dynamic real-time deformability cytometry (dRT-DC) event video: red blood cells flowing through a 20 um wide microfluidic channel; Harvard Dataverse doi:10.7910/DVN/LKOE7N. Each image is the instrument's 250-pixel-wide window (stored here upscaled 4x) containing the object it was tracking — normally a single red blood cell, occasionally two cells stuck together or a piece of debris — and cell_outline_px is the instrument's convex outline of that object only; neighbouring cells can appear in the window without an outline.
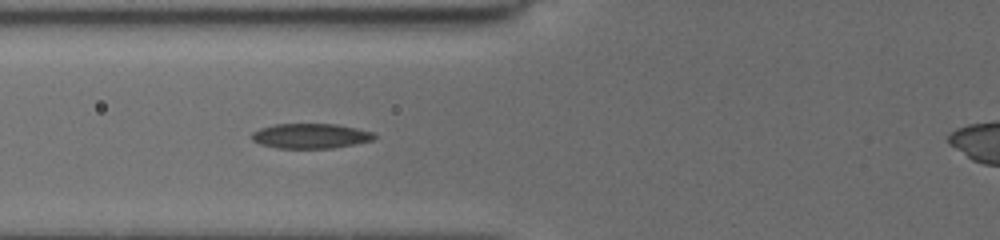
{"species": "common noctule bat (a hibernating species)", "species_latin": "Nyctalus noctula", "temperature_condition": "cold", "stored_images_in_passage": 10, "segment_of_instrument_passage": [1, 2], "camera_frame_rate_fps": 3000, "um_per_image_px": 0.085, "animal": {"sex": "female", "body_mass_g": 19.5, "forearm_length_mm": 54.1}, "frame": {"image": 1, "passage_image": 9, "time_ms": 7.667, "image_size_px": [1000, 240], "cell_outline_px": [[376, 136], [372, 140], [332, 148], [276, 148], [260, 144], [252, 140], [252, 132], [260, 128], [276, 124], [336, 124], [356, 128], [372, 132]], "centroid_in_image_um": [26.36, 11.55], "position_along_channel_um": 99.4, "area_um2": 17.63}}